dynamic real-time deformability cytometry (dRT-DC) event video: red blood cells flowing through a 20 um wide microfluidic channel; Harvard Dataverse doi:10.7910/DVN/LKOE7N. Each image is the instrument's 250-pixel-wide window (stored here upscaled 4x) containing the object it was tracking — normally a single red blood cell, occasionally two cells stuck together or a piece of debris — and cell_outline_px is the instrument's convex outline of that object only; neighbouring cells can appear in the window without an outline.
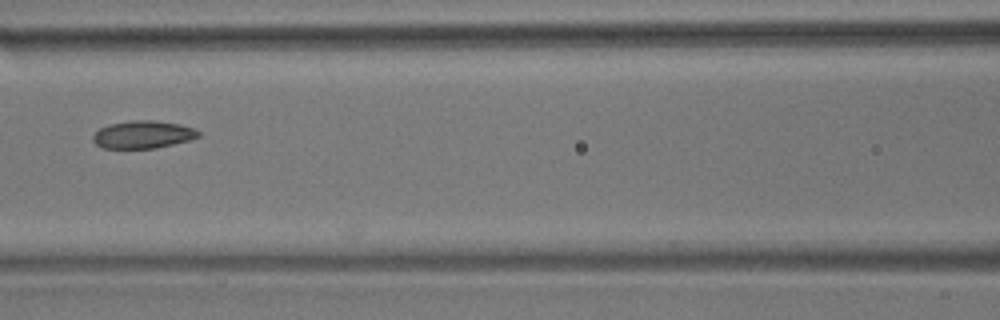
{"species": "common noctule bat (a hibernating species)", "species_latin": "Nyctalus noctula", "temperature_condition": "room temperature", "stored_images_in_passage": 4, "camera_frame_rate_fps": 3000, "um_per_image_px": 0.085, "animal": {"sex": "male", "body_mass_g": 17.9}, "frame": {"image": 1, "passage_image": 4, "time_ms": 3.333, "image_size_px": [1000, 320], "cell_outline_px": [[200, 136], [192, 140], [156, 148], [104, 148], [96, 144], [92, 140], [92, 136], [100, 128], [108, 124], [132, 120], [156, 120], [180, 124], [192, 128], [200, 132]], "centroid_in_image_um": [12.17, 11.43], "position_along_channel_um": 154.4, "area_um2": 17.11}}